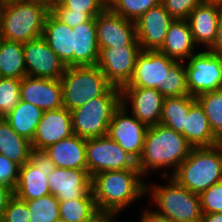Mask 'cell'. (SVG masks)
Here are the masks:
<instances>
[{
  "label": "cell",
  "instance_id": "cell-10",
  "mask_svg": "<svg viewBox=\"0 0 222 222\" xmlns=\"http://www.w3.org/2000/svg\"><path fill=\"white\" fill-rule=\"evenodd\" d=\"M195 52L185 65L189 95L197 97L220 89V55L204 50Z\"/></svg>",
  "mask_w": 222,
  "mask_h": 222
},
{
  "label": "cell",
  "instance_id": "cell-12",
  "mask_svg": "<svg viewBox=\"0 0 222 222\" xmlns=\"http://www.w3.org/2000/svg\"><path fill=\"white\" fill-rule=\"evenodd\" d=\"M121 103L109 125L108 136L138 161L142 155L148 127L136 119Z\"/></svg>",
  "mask_w": 222,
  "mask_h": 222
},
{
  "label": "cell",
  "instance_id": "cell-19",
  "mask_svg": "<svg viewBox=\"0 0 222 222\" xmlns=\"http://www.w3.org/2000/svg\"><path fill=\"white\" fill-rule=\"evenodd\" d=\"M50 193L59 201L79 199L92 192L88 170L55 167L47 176Z\"/></svg>",
  "mask_w": 222,
  "mask_h": 222
},
{
  "label": "cell",
  "instance_id": "cell-46",
  "mask_svg": "<svg viewBox=\"0 0 222 222\" xmlns=\"http://www.w3.org/2000/svg\"><path fill=\"white\" fill-rule=\"evenodd\" d=\"M200 222H222V213L202 214Z\"/></svg>",
  "mask_w": 222,
  "mask_h": 222
},
{
  "label": "cell",
  "instance_id": "cell-29",
  "mask_svg": "<svg viewBox=\"0 0 222 222\" xmlns=\"http://www.w3.org/2000/svg\"><path fill=\"white\" fill-rule=\"evenodd\" d=\"M196 101V97L191 95L165 97L160 124L182 134L186 129V116H188L190 107Z\"/></svg>",
  "mask_w": 222,
  "mask_h": 222
},
{
  "label": "cell",
  "instance_id": "cell-39",
  "mask_svg": "<svg viewBox=\"0 0 222 222\" xmlns=\"http://www.w3.org/2000/svg\"><path fill=\"white\" fill-rule=\"evenodd\" d=\"M203 0H161L165 10L174 20H187L189 13Z\"/></svg>",
  "mask_w": 222,
  "mask_h": 222
},
{
  "label": "cell",
  "instance_id": "cell-44",
  "mask_svg": "<svg viewBox=\"0 0 222 222\" xmlns=\"http://www.w3.org/2000/svg\"><path fill=\"white\" fill-rule=\"evenodd\" d=\"M140 222H173L165 215L159 213L158 211H147L142 213Z\"/></svg>",
  "mask_w": 222,
  "mask_h": 222
},
{
  "label": "cell",
  "instance_id": "cell-7",
  "mask_svg": "<svg viewBox=\"0 0 222 222\" xmlns=\"http://www.w3.org/2000/svg\"><path fill=\"white\" fill-rule=\"evenodd\" d=\"M167 185H146V192L154 200L158 212L173 222H200L202 218L200 197L181 186L170 176Z\"/></svg>",
  "mask_w": 222,
  "mask_h": 222
},
{
  "label": "cell",
  "instance_id": "cell-26",
  "mask_svg": "<svg viewBox=\"0 0 222 222\" xmlns=\"http://www.w3.org/2000/svg\"><path fill=\"white\" fill-rule=\"evenodd\" d=\"M182 135L194 147L215 146L221 141L214 135L203 107L196 101L186 116V129Z\"/></svg>",
  "mask_w": 222,
  "mask_h": 222
},
{
  "label": "cell",
  "instance_id": "cell-17",
  "mask_svg": "<svg viewBox=\"0 0 222 222\" xmlns=\"http://www.w3.org/2000/svg\"><path fill=\"white\" fill-rule=\"evenodd\" d=\"M21 101L39 107L43 112L64 107L60 79L25 76L21 79Z\"/></svg>",
  "mask_w": 222,
  "mask_h": 222
},
{
  "label": "cell",
  "instance_id": "cell-18",
  "mask_svg": "<svg viewBox=\"0 0 222 222\" xmlns=\"http://www.w3.org/2000/svg\"><path fill=\"white\" fill-rule=\"evenodd\" d=\"M174 19L162 3L150 8L135 21L137 41L142 50H159Z\"/></svg>",
  "mask_w": 222,
  "mask_h": 222
},
{
  "label": "cell",
  "instance_id": "cell-5",
  "mask_svg": "<svg viewBox=\"0 0 222 222\" xmlns=\"http://www.w3.org/2000/svg\"><path fill=\"white\" fill-rule=\"evenodd\" d=\"M121 103V89L112 86L103 96L71 110L73 133L85 139L108 135L112 116Z\"/></svg>",
  "mask_w": 222,
  "mask_h": 222
},
{
  "label": "cell",
  "instance_id": "cell-47",
  "mask_svg": "<svg viewBox=\"0 0 222 222\" xmlns=\"http://www.w3.org/2000/svg\"><path fill=\"white\" fill-rule=\"evenodd\" d=\"M117 215L113 214H101L92 222H115L113 217Z\"/></svg>",
  "mask_w": 222,
  "mask_h": 222
},
{
  "label": "cell",
  "instance_id": "cell-21",
  "mask_svg": "<svg viewBox=\"0 0 222 222\" xmlns=\"http://www.w3.org/2000/svg\"><path fill=\"white\" fill-rule=\"evenodd\" d=\"M221 14L222 3L209 1H203L189 13L187 21L195 44L204 45L206 50L214 44Z\"/></svg>",
  "mask_w": 222,
  "mask_h": 222
},
{
  "label": "cell",
  "instance_id": "cell-22",
  "mask_svg": "<svg viewBox=\"0 0 222 222\" xmlns=\"http://www.w3.org/2000/svg\"><path fill=\"white\" fill-rule=\"evenodd\" d=\"M87 139L75 134L50 145L44 151L55 167L87 170Z\"/></svg>",
  "mask_w": 222,
  "mask_h": 222
},
{
  "label": "cell",
  "instance_id": "cell-48",
  "mask_svg": "<svg viewBox=\"0 0 222 222\" xmlns=\"http://www.w3.org/2000/svg\"><path fill=\"white\" fill-rule=\"evenodd\" d=\"M25 1L27 0H0V6L11 4V3H16V2H25Z\"/></svg>",
  "mask_w": 222,
  "mask_h": 222
},
{
  "label": "cell",
  "instance_id": "cell-20",
  "mask_svg": "<svg viewBox=\"0 0 222 222\" xmlns=\"http://www.w3.org/2000/svg\"><path fill=\"white\" fill-rule=\"evenodd\" d=\"M73 134L71 113L67 108L44 111L31 142L32 148L44 150Z\"/></svg>",
  "mask_w": 222,
  "mask_h": 222
},
{
  "label": "cell",
  "instance_id": "cell-14",
  "mask_svg": "<svg viewBox=\"0 0 222 222\" xmlns=\"http://www.w3.org/2000/svg\"><path fill=\"white\" fill-rule=\"evenodd\" d=\"M96 28L99 48L140 46L135 22L123 18L108 6L96 16Z\"/></svg>",
  "mask_w": 222,
  "mask_h": 222
},
{
  "label": "cell",
  "instance_id": "cell-25",
  "mask_svg": "<svg viewBox=\"0 0 222 222\" xmlns=\"http://www.w3.org/2000/svg\"><path fill=\"white\" fill-rule=\"evenodd\" d=\"M195 47L188 21L174 20L159 51L177 62H182L194 54Z\"/></svg>",
  "mask_w": 222,
  "mask_h": 222
},
{
  "label": "cell",
  "instance_id": "cell-34",
  "mask_svg": "<svg viewBox=\"0 0 222 222\" xmlns=\"http://www.w3.org/2000/svg\"><path fill=\"white\" fill-rule=\"evenodd\" d=\"M108 7L123 18L135 22L150 8L161 0H107Z\"/></svg>",
  "mask_w": 222,
  "mask_h": 222
},
{
  "label": "cell",
  "instance_id": "cell-13",
  "mask_svg": "<svg viewBox=\"0 0 222 222\" xmlns=\"http://www.w3.org/2000/svg\"><path fill=\"white\" fill-rule=\"evenodd\" d=\"M141 46L100 48L97 66L108 82L122 89L132 78Z\"/></svg>",
  "mask_w": 222,
  "mask_h": 222
},
{
  "label": "cell",
  "instance_id": "cell-51",
  "mask_svg": "<svg viewBox=\"0 0 222 222\" xmlns=\"http://www.w3.org/2000/svg\"><path fill=\"white\" fill-rule=\"evenodd\" d=\"M203 1H209V2H219V3H222V0H203Z\"/></svg>",
  "mask_w": 222,
  "mask_h": 222
},
{
  "label": "cell",
  "instance_id": "cell-43",
  "mask_svg": "<svg viewBox=\"0 0 222 222\" xmlns=\"http://www.w3.org/2000/svg\"><path fill=\"white\" fill-rule=\"evenodd\" d=\"M14 196V191L0 184V222H2L4 211L7 208L9 200Z\"/></svg>",
  "mask_w": 222,
  "mask_h": 222
},
{
  "label": "cell",
  "instance_id": "cell-11",
  "mask_svg": "<svg viewBox=\"0 0 222 222\" xmlns=\"http://www.w3.org/2000/svg\"><path fill=\"white\" fill-rule=\"evenodd\" d=\"M177 61L159 50H142L135 62L134 72L124 87L157 89L165 97V80Z\"/></svg>",
  "mask_w": 222,
  "mask_h": 222
},
{
  "label": "cell",
  "instance_id": "cell-30",
  "mask_svg": "<svg viewBox=\"0 0 222 222\" xmlns=\"http://www.w3.org/2000/svg\"><path fill=\"white\" fill-rule=\"evenodd\" d=\"M24 43L0 38L1 77L22 79L26 76Z\"/></svg>",
  "mask_w": 222,
  "mask_h": 222
},
{
  "label": "cell",
  "instance_id": "cell-9",
  "mask_svg": "<svg viewBox=\"0 0 222 222\" xmlns=\"http://www.w3.org/2000/svg\"><path fill=\"white\" fill-rule=\"evenodd\" d=\"M54 168L44 150L32 149L30 160L20 166L14 195L20 200H32L51 194L47 176Z\"/></svg>",
  "mask_w": 222,
  "mask_h": 222
},
{
  "label": "cell",
  "instance_id": "cell-36",
  "mask_svg": "<svg viewBox=\"0 0 222 222\" xmlns=\"http://www.w3.org/2000/svg\"><path fill=\"white\" fill-rule=\"evenodd\" d=\"M185 62H176L165 80V97H181L189 95Z\"/></svg>",
  "mask_w": 222,
  "mask_h": 222
},
{
  "label": "cell",
  "instance_id": "cell-50",
  "mask_svg": "<svg viewBox=\"0 0 222 222\" xmlns=\"http://www.w3.org/2000/svg\"><path fill=\"white\" fill-rule=\"evenodd\" d=\"M38 1H42L47 3L49 6H51L52 4L58 2L59 0H38Z\"/></svg>",
  "mask_w": 222,
  "mask_h": 222
},
{
  "label": "cell",
  "instance_id": "cell-37",
  "mask_svg": "<svg viewBox=\"0 0 222 222\" xmlns=\"http://www.w3.org/2000/svg\"><path fill=\"white\" fill-rule=\"evenodd\" d=\"M199 197L202 214L222 213V182L213 184Z\"/></svg>",
  "mask_w": 222,
  "mask_h": 222
},
{
  "label": "cell",
  "instance_id": "cell-3",
  "mask_svg": "<svg viewBox=\"0 0 222 222\" xmlns=\"http://www.w3.org/2000/svg\"><path fill=\"white\" fill-rule=\"evenodd\" d=\"M49 12L50 6L38 0L0 6V38L26 43L42 37Z\"/></svg>",
  "mask_w": 222,
  "mask_h": 222
},
{
  "label": "cell",
  "instance_id": "cell-24",
  "mask_svg": "<svg viewBox=\"0 0 222 222\" xmlns=\"http://www.w3.org/2000/svg\"><path fill=\"white\" fill-rule=\"evenodd\" d=\"M74 66H96L99 59L96 17L72 28Z\"/></svg>",
  "mask_w": 222,
  "mask_h": 222
},
{
  "label": "cell",
  "instance_id": "cell-31",
  "mask_svg": "<svg viewBox=\"0 0 222 222\" xmlns=\"http://www.w3.org/2000/svg\"><path fill=\"white\" fill-rule=\"evenodd\" d=\"M60 220L64 222H92L99 212L93 193L87 192L82 198L59 201Z\"/></svg>",
  "mask_w": 222,
  "mask_h": 222
},
{
  "label": "cell",
  "instance_id": "cell-42",
  "mask_svg": "<svg viewBox=\"0 0 222 222\" xmlns=\"http://www.w3.org/2000/svg\"><path fill=\"white\" fill-rule=\"evenodd\" d=\"M20 166L0 154V184L11 188H16L19 178Z\"/></svg>",
  "mask_w": 222,
  "mask_h": 222
},
{
  "label": "cell",
  "instance_id": "cell-2",
  "mask_svg": "<svg viewBox=\"0 0 222 222\" xmlns=\"http://www.w3.org/2000/svg\"><path fill=\"white\" fill-rule=\"evenodd\" d=\"M192 149L193 146L181 133L161 124L150 126L146 133L142 155L137 161L138 169L145 178L151 170L172 167V174L162 173L163 177L168 178L175 173Z\"/></svg>",
  "mask_w": 222,
  "mask_h": 222
},
{
  "label": "cell",
  "instance_id": "cell-28",
  "mask_svg": "<svg viewBox=\"0 0 222 222\" xmlns=\"http://www.w3.org/2000/svg\"><path fill=\"white\" fill-rule=\"evenodd\" d=\"M42 115L39 107L20 101L4 119L17 134L32 142Z\"/></svg>",
  "mask_w": 222,
  "mask_h": 222
},
{
  "label": "cell",
  "instance_id": "cell-4",
  "mask_svg": "<svg viewBox=\"0 0 222 222\" xmlns=\"http://www.w3.org/2000/svg\"><path fill=\"white\" fill-rule=\"evenodd\" d=\"M171 177L198 195L222 182V142L210 147H194Z\"/></svg>",
  "mask_w": 222,
  "mask_h": 222
},
{
  "label": "cell",
  "instance_id": "cell-40",
  "mask_svg": "<svg viewBox=\"0 0 222 222\" xmlns=\"http://www.w3.org/2000/svg\"><path fill=\"white\" fill-rule=\"evenodd\" d=\"M63 7L77 12H87L92 17L99 15L107 6V0H59Z\"/></svg>",
  "mask_w": 222,
  "mask_h": 222
},
{
  "label": "cell",
  "instance_id": "cell-33",
  "mask_svg": "<svg viewBox=\"0 0 222 222\" xmlns=\"http://www.w3.org/2000/svg\"><path fill=\"white\" fill-rule=\"evenodd\" d=\"M196 100L203 107L214 135L222 142V91L203 93Z\"/></svg>",
  "mask_w": 222,
  "mask_h": 222
},
{
  "label": "cell",
  "instance_id": "cell-49",
  "mask_svg": "<svg viewBox=\"0 0 222 222\" xmlns=\"http://www.w3.org/2000/svg\"><path fill=\"white\" fill-rule=\"evenodd\" d=\"M220 71H221V77H220V89L222 91V55H220Z\"/></svg>",
  "mask_w": 222,
  "mask_h": 222
},
{
  "label": "cell",
  "instance_id": "cell-8",
  "mask_svg": "<svg viewBox=\"0 0 222 222\" xmlns=\"http://www.w3.org/2000/svg\"><path fill=\"white\" fill-rule=\"evenodd\" d=\"M86 159L91 178L109 170L138 169L137 161L108 135L87 139Z\"/></svg>",
  "mask_w": 222,
  "mask_h": 222
},
{
  "label": "cell",
  "instance_id": "cell-27",
  "mask_svg": "<svg viewBox=\"0 0 222 222\" xmlns=\"http://www.w3.org/2000/svg\"><path fill=\"white\" fill-rule=\"evenodd\" d=\"M32 149L31 141L17 134L4 118H0L1 155L22 166L30 160Z\"/></svg>",
  "mask_w": 222,
  "mask_h": 222
},
{
  "label": "cell",
  "instance_id": "cell-38",
  "mask_svg": "<svg viewBox=\"0 0 222 222\" xmlns=\"http://www.w3.org/2000/svg\"><path fill=\"white\" fill-rule=\"evenodd\" d=\"M50 12L61 22L69 25L72 28L93 18L87 12H77L73 9H67L59 2H56L50 6Z\"/></svg>",
  "mask_w": 222,
  "mask_h": 222
},
{
  "label": "cell",
  "instance_id": "cell-35",
  "mask_svg": "<svg viewBox=\"0 0 222 222\" xmlns=\"http://www.w3.org/2000/svg\"><path fill=\"white\" fill-rule=\"evenodd\" d=\"M21 80L0 77V118L6 117L21 101Z\"/></svg>",
  "mask_w": 222,
  "mask_h": 222
},
{
  "label": "cell",
  "instance_id": "cell-41",
  "mask_svg": "<svg viewBox=\"0 0 222 222\" xmlns=\"http://www.w3.org/2000/svg\"><path fill=\"white\" fill-rule=\"evenodd\" d=\"M27 203L15 195L9 200L2 222H30Z\"/></svg>",
  "mask_w": 222,
  "mask_h": 222
},
{
  "label": "cell",
  "instance_id": "cell-16",
  "mask_svg": "<svg viewBox=\"0 0 222 222\" xmlns=\"http://www.w3.org/2000/svg\"><path fill=\"white\" fill-rule=\"evenodd\" d=\"M164 99L165 97L157 89L144 87L121 89L122 104L127 108V104L131 103V114L147 127L160 124Z\"/></svg>",
  "mask_w": 222,
  "mask_h": 222
},
{
  "label": "cell",
  "instance_id": "cell-23",
  "mask_svg": "<svg viewBox=\"0 0 222 222\" xmlns=\"http://www.w3.org/2000/svg\"><path fill=\"white\" fill-rule=\"evenodd\" d=\"M42 38L67 67L74 66L72 27L49 12L45 19Z\"/></svg>",
  "mask_w": 222,
  "mask_h": 222
},
{
  "label": "cell",
  "instance_id": "cell-45",
  "mask_svg": "<svg viewBox=\"0 0 222 222\" xmlns=\"http://www.w3.org/2000/svg\"><path fill=\"white\" fill-rule=\"evenodd\" d=\"M208 50L216 53L217 55H222V14L218 22L215 42Z\"/></svg>",
  "mask_w": 222,
  "mask_h": 222
},
{
  "label": "cell",
  "instance_id": "cell-1",
  "mask_svg": "<svg viewBox=\"0 0 222 222\" xmlns=\"http://www.w3.org/2000/svg\"><path fill=\"white\" fill-rule=\"evenodd\" d=\"M139 169L109 170L92 177L91 190L101 214L117 215L146 192Z\"/></svg>",
  "mask_w": 222,
  "mask_h": 222
},
{
  "label": "cell",
  "instance_id": "cell-6",
  "mask_svg": "<svg viewBox=\"0 0 222 222\" xmlns=\"http://www.w3.org/2000/svg\"><path fill=\"white\" fill-rule=\"evenodd\" d=\"M60 81L63 105L69 111L103 96L112 87L97 65L67 67Z\"/></svg>",
  "mask_w": 222,
  "mask_h": 222
},
{
  "label": "cell",
  "instance_id": "cell-15",
  "mask_svg": "<svg viewBox=\"0 0 222 222\" xmlns=\"http://www.w3.org/2000/svg\"><path fill=\"white\" fill-rule=\"evenodd\" d=\"M23 51L27 76L60 79L67 68L42 37L24 43Z\"/></svg>",
  "mask_w": 222,
  "mask_h": 222
},
{
  "label": "cell",
  "instance_id": "cell-32",
  "mask_svg": "<svg viewBox=\"0 0 222 222\" xmlns=\"http://www.w3.org/2000/svg\"><path fill=\"white\" fill-rule=\"evenodd\" d=\"M23 201L27 203L30 222H57L60 220L59 200L55 196L49 194Z\"/></svg>",
  "mask_w": 222,
  "mask_h": 222
}]
</instances>
